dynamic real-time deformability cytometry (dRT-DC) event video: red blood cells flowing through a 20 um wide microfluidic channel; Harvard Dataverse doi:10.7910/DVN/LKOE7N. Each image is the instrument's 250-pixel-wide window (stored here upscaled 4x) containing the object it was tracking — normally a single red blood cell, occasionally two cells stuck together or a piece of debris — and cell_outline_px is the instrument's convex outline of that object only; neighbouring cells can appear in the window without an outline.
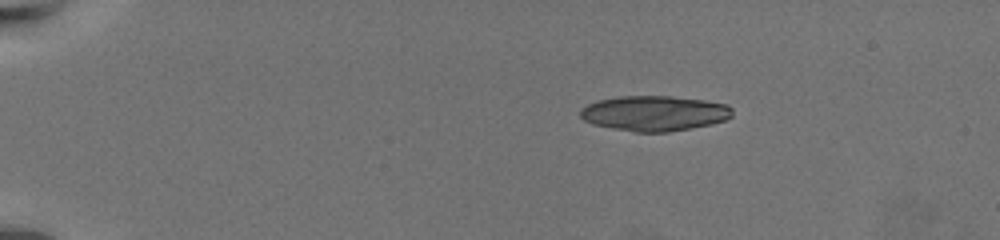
{"species": "common noctule bat (a hibernating species)", "species_latin": "Nyctalus noctula", "temperature_condition": "warm", "stored_images_in_passage": 51, "camera_frame_rate_fps": 3000, "um_per_image_px": 0.085, "animal": {"sex": "female", "body_mass_g": 19.5, "forearm_length_mm": 54.1}, "frame": {"image": 1, "passage_image": 1, "time_ms": 0.0, "image_size_px": [1000, 240], "cell_outline_px": [[732, 116], [724, 120], [692, 128], [668, 132], [636, 132], [612, 128], [592, 124], [584, 120], [580, 116], [580, 108], [596, 100], [620, 96], [672, 96], [704, 100], [728, 104], [732, 108]], "centroid_in_image_um": [55.6, 9.62], "position_along_channel_um": 29.4, "area_um2": 31.27}, "authors_computed_cell_mechanics": {"area_um2": 20.6924, "velocity_mm_per_s": 3.4581, "shape_relaxation_time_tau1_ms": 6.4973, "shape_relaxation_time_tau2_ms": 2.5123, "deformation_change_tau1": 0.2107, "deformation_change_tau2": 0.0861}}